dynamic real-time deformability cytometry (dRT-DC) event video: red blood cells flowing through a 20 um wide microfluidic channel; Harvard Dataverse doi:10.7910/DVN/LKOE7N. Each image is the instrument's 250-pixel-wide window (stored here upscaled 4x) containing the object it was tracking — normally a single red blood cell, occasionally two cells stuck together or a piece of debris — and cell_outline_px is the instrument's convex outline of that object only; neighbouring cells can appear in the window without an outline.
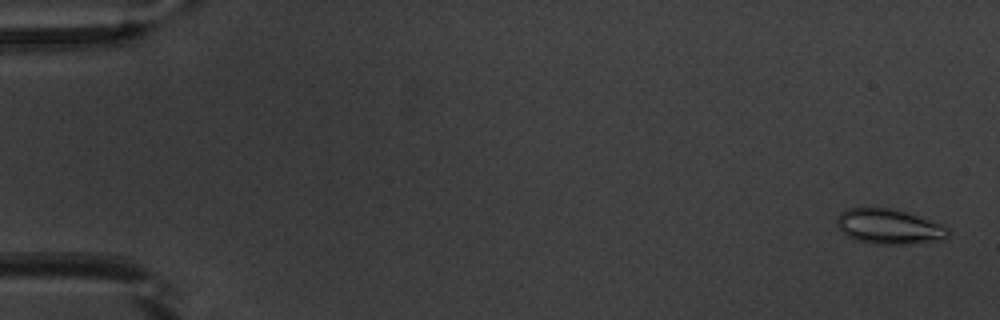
{"species": "common noctule bat (a hibernating species)", "species_latin": "Nyctalus noctula", "temperature_condition": "warm", "stored_images_in_passage": 53, "camera_frame_rate_fps": 3000, "um_per_image_px": 0.085, "animal": {"sex": "male", "body_mass_g": 20.1, "forearm_length_mm": 53.5}, "frame": {"image": 1, "passage_image": 2, "time_ms": 0.333, "image_size_px": [1000, 320], "cell_outline_px": [[948, 236], [940, 240], [904, 244], [872, 244], [856, 240], [848, 236], [836, 224], [836, 220], [840, 212], [848, 208], [892, 208], [940, 224], [948, 228]], "centroid_in_image_um": [75.52, 19.26], "position_along_channel_um": 9.5, "area_um2": 22.31}}
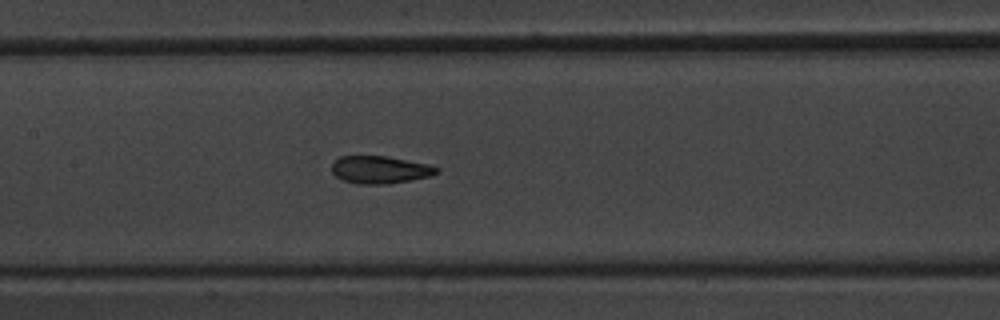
{"frame": {"image": 2, "passage_image": 26, "time_ms": 8.333, "image_size_px": [1000, 320], "cell_outline_px": [[440, 172], [432, 176], [412, 180], [388, 184], [356, 184], [344, 180], [336, 176], [332, 172], [332, 164], [340, 156], [384, 156], [428, 164], [440, 168]], "centroid_in_image_um": [32.33, 14.44], "position_along_channel_um": 175.1, "area_um2": 16.88}}
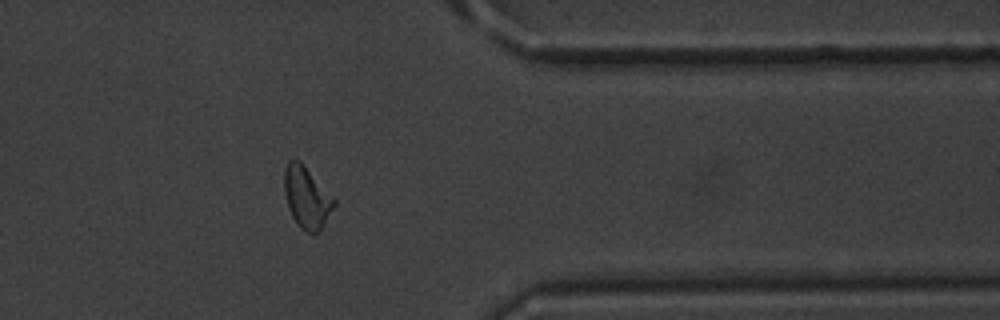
{"frame": {"image": 3, "passage_image": 43, "time_ms": 14.0, "image_size_px": [1000, 320], "cell_outline_px": [[336, 204], [324, 224], [316, 232], [308, 232], [300, 228], [296, 224], [288, 208], [284, 192], [284, 168], [288, 160], [300, 160], [304, 164], [336, 200]], "centroid_in_image_um": [26.05, 16.75], "position_along_channel_um": 385.3, "area_um2": 17.86}, "authors_computed_cell_mechanics": {"area_um2": 17.4556, "velocity_mm_per_s": 3.908, "shape_relaxation_time_tau1_ms": 3.4414, "shape_relaxation_time_tau2_ms": 1.0566, "deformation_change_tau1": 0.1234, "deformation_change_tau2": 0.0689}}